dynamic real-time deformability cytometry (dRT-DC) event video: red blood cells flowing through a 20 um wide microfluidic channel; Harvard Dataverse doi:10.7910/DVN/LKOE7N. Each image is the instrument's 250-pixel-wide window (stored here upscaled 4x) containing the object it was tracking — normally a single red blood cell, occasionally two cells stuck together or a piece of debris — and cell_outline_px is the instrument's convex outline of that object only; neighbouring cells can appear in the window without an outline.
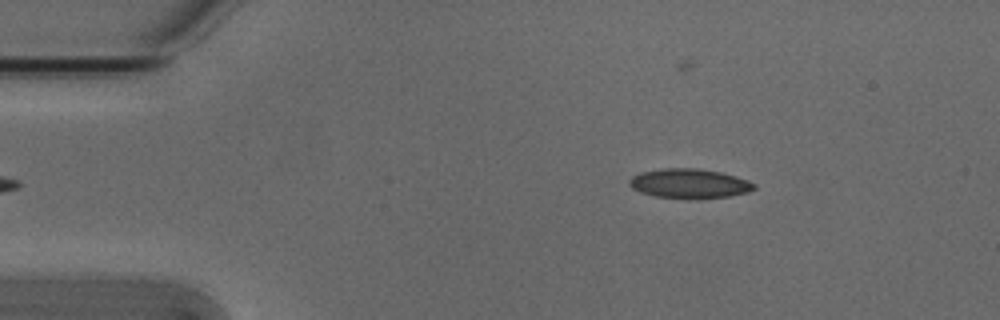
{"species": "Egyptian fruit bat (a non-hibernating species)", "species_latin": "Rousettus aegyptiacus", "temperature_condition": "cold", "stored_images_in_passage": 36, "camera_frame_rate_fps": 3000, "um_per_image_px": 0.085, "animal": {"sex": "male"}, "frame": {"image": 1, "passage_image": 3, "time_ms": 0.667, "image_size_px": [1000, 320], "cell_outline_px": [[756, 188], [748, 192], [728, 196], [688, 200], [656, 196], [640, 192], [632, 188], [628, 184], [628, 180], [632, 176], [640, 172], [664, 168], [696, 168], [720, 172], [736, 176], [748, 180], [756, 184]], "centroid_in_image_um": [58.58, 15.61], "position_along_channel_um": 26.4, "area_um2": 21.73}}
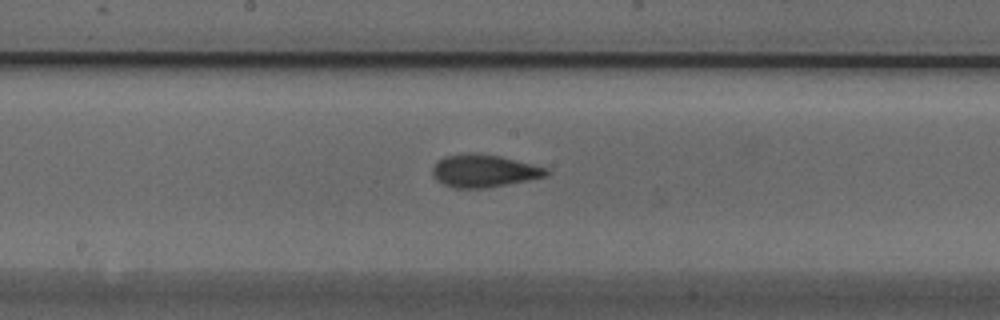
{"frame": {"image": 2, "passage_image": 22, "time_ms": 7.0, "image_size_px": [1000, 320], "cell_outline_px": [[548, 176], [484, 188], [456, 188], [444, 184], [436, 180], [432, 176], [432, 168], [436, 160], [444, 156], [464, 152], [476, 152], [500, 156], [548, 168]], "centroid_in_image_um": [41.07, 14.5], "position_along_channel_um": 207.1, "area_um2": 21.79}}
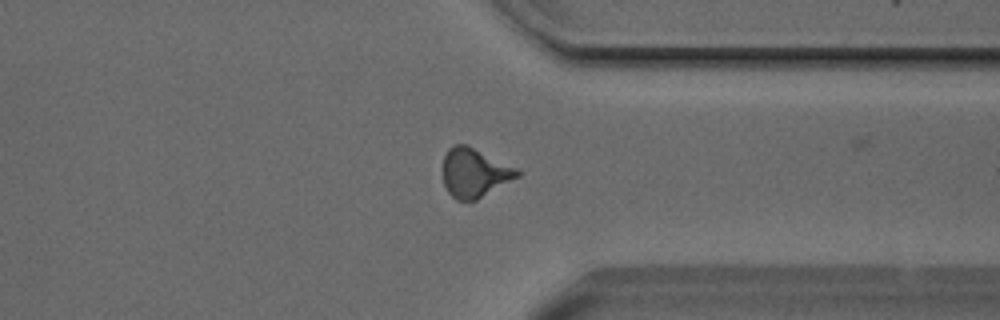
{"frame": {"image": 3, "passage_image": 35, "time_ms": 11.333, "image_size_px": [1000, 320], "cell_outline_px": [[520, 176], [476, 200], [456, 200], [448, 192], [444, 184], [444, 156], [448, 148], [456, 144], [468, 144], [516, 168], [520, 172]], "centroid_in_image_um": [40.33, 14.67], "position_along_channel_um": 371.1, "area_um2": 21.1}}